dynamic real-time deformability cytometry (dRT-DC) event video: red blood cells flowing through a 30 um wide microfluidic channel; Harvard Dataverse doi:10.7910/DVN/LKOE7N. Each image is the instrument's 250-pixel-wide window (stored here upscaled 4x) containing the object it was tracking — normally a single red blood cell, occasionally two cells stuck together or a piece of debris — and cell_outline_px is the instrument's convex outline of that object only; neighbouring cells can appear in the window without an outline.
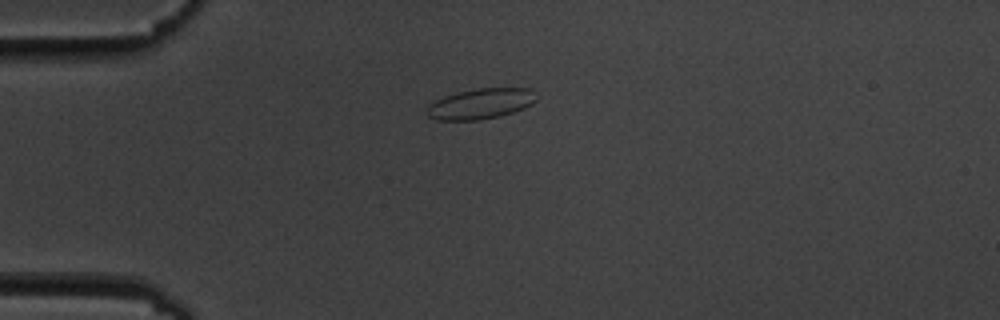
{"species": "common noctule bat (a hibernating species)", "species_latin": "Nyctalus noctula", "temperature_condition": "cold", "stored_images_in_passage": 5, "camera_frame_rate_fps": 3000, "um_per_image_px": 0.085, "animal": {"sex": "male", "body_mass_g": 19.5, "forearm_length_mm": 54.6}, "frame": {"image": 1, "passage_image": 3, "time_ms": 2.333, "image_size_px": [1000, 320], "cell_outline_px": [[536, 100], [532, 104], [524, 108], [500, 116], [480, 120], [436, 120], [428, 116], [424, 112], [428, 104], [444, 96], [476, 88], [532, 88], [536, 92]], "centroid_in_image_um": [40.85, 8.82], "position_along_channel_um": 44.2, "area_um2": 19.65}}
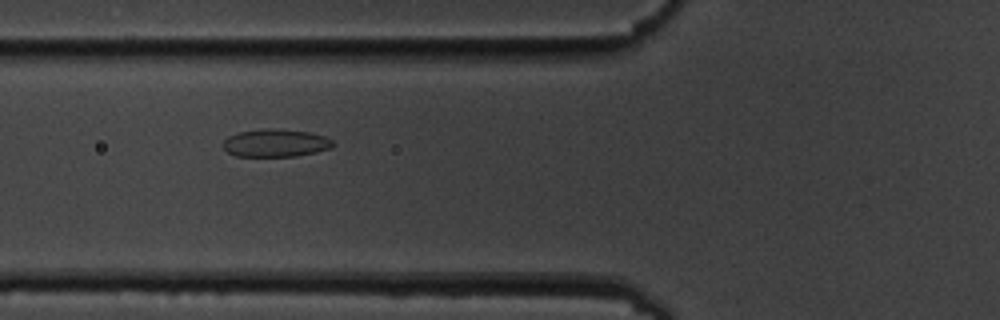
{"frame": {"image": 2, "passage_image": 5, "time_ms": 4.667, "image_size_px": [1000, 320], "cell_outline_px": [[336, 144], [328, 148], [316, 152], [296, 156], [236, 156], [228, 152], [224, 148], [224, 140], [228, 136], [236, 132], [268, 128], [272, 128], [308, 132], [324, 136], [332, 140]], "centroid_in_image_um": [23.41, 12.15], "position_along_channel_um": 102.4, "area_um2": 17.69}}